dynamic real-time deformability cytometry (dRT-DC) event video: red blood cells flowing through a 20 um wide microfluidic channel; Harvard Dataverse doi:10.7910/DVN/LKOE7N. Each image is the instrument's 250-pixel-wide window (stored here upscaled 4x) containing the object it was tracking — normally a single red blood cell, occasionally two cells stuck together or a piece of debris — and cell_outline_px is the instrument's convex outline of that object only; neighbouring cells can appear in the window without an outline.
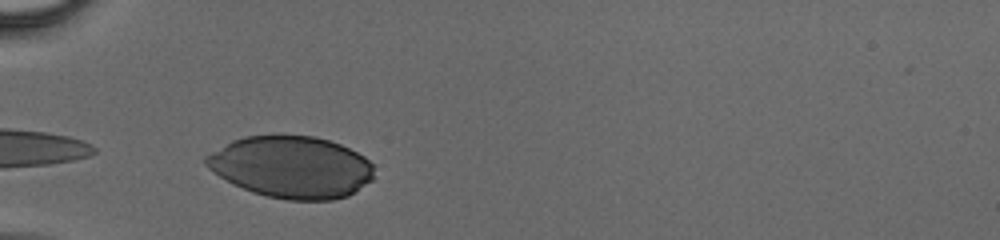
{"species": "human", "species_latin": "Homo sapiens", "temperature_condition": "cold", "stored_images_in_passage": 8, "camera_frame_rate_fps": 3000, "um_per_image_px": 0.085, "donor": {"sex": "male"}, "frame": {"image": 1, "passage_image": 1, "time_ms": 0.0, "image_size_px": [1000, 240], "cell_outline_px": [[372, 180], [348, 196], [332, 200], [288, 200], [268, 196], [252, 192], [232, 184], [208, 168], [204, 164], [204, 156], [232, 140], [244, 136], [312, 136], [328, 140], [340, 144], [364, 156], [372, 164]], "centroid_in_image_um": [24.75, 14.2], "position_along_channel_um": 60.3, "area_um2": 60.34}}